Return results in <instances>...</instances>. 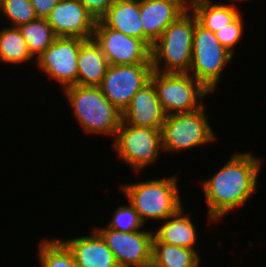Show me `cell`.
Masks as SVG:
<instances>
[{"instance_id": "cell-13", "label": "cell", "mask_w": 266, "mask_h": 267, "mask_svg": "<svg viewBox=\"0 0 266 267\" xmlns=\"http://www.w3.org/2000/svg\"><path fill=\"white\" fill-rule=\"evenodd\" d=\"M57 37L90 40L96 20L79 0H59L47 18Z\"/></svg>"}, {"instance_id": "cell-20", "label": "cell", "mask_w": 266, "mask_h": 267, "mask_svg": "<svg viewBox=\"0 0 266 267\" xmlns=\"http://www.w3.org/2000/svg\"><path fill=\"white\" fill-rule=\"evenodd\" d=\"M232 2V3H231ZM230 3L212 0H199L192 9L197 22L213 33L233 22L242 12L237 7V1Z\"/></svg>"}, {"instance_id": "cell-31", "label": "cell", "mask_w": 266, "mask_h": 267, "mask_svg": "<svg viewBox=\"0 0 266 267\" xmlns=\"http://www.w3.org/2000/svg\"><path fill=\"white\" fill-rule=\"evenodd\" d=\"M231 1V0H230ZM234 1H238V4L247 0H234Z\"/></svg>"}, {"instance_id": "cell-18", "label": "cell", "mask_w": 266, "mask_h": 267, "mask_svg": "<svg viewBox=\"0 0 266 267\" xmlns=\"http://www.w3.org/2000/svg\"><path fill=\"white\" fill-rule=\"evenodd\" d=\"M184 211L183 207L177 214L160 222L159 229L153 230L154 237L162 243L196 250L197 226L192 222L191 215Z\"/></svg>"}, {"instance_id": "cell-16", "label": "cell", "mask_w": 266, "mask_h": 267, "mask_svg": "<svg viewBox=\"0 0 266 267\" xmlns=\"http://www.w3.org/2000/svg\"><path fill=\"white\" fill-rule=\"evenodd\" d=\"M92 231L87 236L61 239L71 250L77 267H119L105 241Z\"/></svg>"}, {"instance_id": "cell-7", "label": "cell", "mask_w": 266, "mask_h": 267, "mask_svg": "<svg viewBox=\"0 0 266 267\" xmlns=\"http://www.w3.org/2000/svg\"><path fill=\"white\" fill-rule=\"evenodd\" d=\"M150 80L166 115L194 112L205 105L204 99L211 93L189 73H163L153 70Z\"/></svg>"}, {"instance_id": "cell-29", "label": "cell", "mask_w": 266, "mask_h": 267, "mask_svg": "<svg viewBox=\"0 0 266 267\" xmlns=\"http://www.w3.org/2000/svg\"><path fill=\"white\" fill-rule=\"evenodd\" d=\"M59 0H30L38 18L47 19Z\"/></svg>"}, {"instance_id": "cell-5", "label": "cell", "mask_w": 266, "mask_h": 267, "mask_svg": "<svg viewBox=\"0 0 266 267\" xmlns=\"http://www.w3.org/2000/svg\"><path fill=\"white\" fill-rule=\"evenodd\" d=\"M207 115L205 105L194 112L166 115L161 129L163 151L181 153L215 142L217 136Z\"/></svg>"}, {"instance_id": "cell-2", "label": "cell", "mask_w": 266, "mask_h": 267, "mask_svg": "<svg viewBox=\"0 0 266 267\" xmlns=\"http://www.w3.org/2000/svg\"><path fill=\"white\" fill-rule=\"evenodd\" d=\"M179 177L155 178L145 181L123 183L120 190L139 214L142 222L164 221L177 214L184 206L179 194Z\"/></svg>"}, {"instance_id": "cell-1", "label": "cell", "mask_w": 266, "mask_h": 267, "mask_svg": "<svg viewBox=\"0 0 266 267\" xmlns=\"http://www.w3.org/2000/svg\"><path fill=\"white\" fill-rule=\"evenodd\" d=\"M229 159L214 175L200 183L208 208V225L247 205L257 190L263 161L251 152H234Z\"/></svg>"}, {"instance_id": "cell-11", "label": "cell", "mask_w": 266, "mask_h": 267, "mask_svg": "<svg viewBox=\"0 0 266 267\" xmlns=\"http://www.w3.org/2000/svg\"><path fill=\"white\" fill-rule=\"evenodd\" d=\"M84 39L77 37H57L36 59L39 68L51 80L61 85V89L77 83V60L80 45Z\"/></svg>"}, {"instance_id": "cell-4", "label": "cell", "mask_w": 266, "mask_h": 267, "mask_svg": "<svg viewBox=\"0 0 266 267\" xmlns=\"http://www.w3.org/2000/svg\"><path fill=\"white\" fill-rule=\"evenodd\" d=\"M195 15L186 11L163 31L151 49L154 71L188 73L192 62Z\"/></svg>"}, {"instance_id": "cell-21", "label": "cell", "mask_w": 266, "mask_h": 267, "mask_svg": "<svg viewBox=\"0 0 266 267\" xmlns=\"http://www.w3.org/2000/svg\"><path fill=\"white\" fill-rule=\"evenodd\" d=\"M200 257L197 250L162 243L153 238L151 267H199Z\"/></svg>"}, {"instance_id": "cell-24", "label": "cell", "mask_w": 266, "mask_h": 267, "mask_svg": "<svg viewBox=\"0 0 266 267\" xmlns=\"http://www.w3.org/2000/svg\"><path fill=\"white\" fill-rule=\"evenodd\" d=\"M40 242L37 259L41 267H77L71 250L61 238H45Z\"/></svg>"}, {"instance_id": "cell-19", "label": "cell", "mask_w": 266, "mask_h": 267, "mask_svg": "<svg viewBox=\"0 0 266 267\" xmlns=\"http://www.w3.org/2000/svg\"><path fill=\"white\" fill-rule=\"evenodd\" d=\"M109 64L99 46L93 39L80 45L77 60V83L81 86H99L106 75Z\"/></svg>"}, {"instance_id": "cell-6", "label": "cell", "mask_w": 266, "mask_h": 267, "mask_svg": "<svg viewBox=\"0 0 266 267\" xmlns=\"http://www.w3.org/2000/svg\"><path fill=\"white\" fill-rule=\"evenodd\" d=\"M232 59L233 54L218 41L215 33L200 25L195 16L192 62L188 73L213 94L221 83L223 70Z\"/></svg>"}, {"instance_id": "cell-28", "label": "cell", "mask_w": 266, "mask_h": 267, "mask_svg": "<svg viewBox=\"0 0 266 267\" xmlns=\"http://www.w3.org/2000/svg\"><path fill=\"white\" fill-rule=\"evenodd\" d=\"M87 11L94 17V19L100 20L107 12L109 7L115 0H79Z\"/></svg>"}, {"instance_id": "cell-26", "label": "cell", "mask_w": 266, "mask_h": 267, "mask_svg": "<svg viewBox=\"0 0 266 267\" xmlns=\"http://www.w3.org/2000/svg\"><path fill=\"white\" fill-rule=\"evenodd\" d=\"M106 225L107 228L121 232H135L144 228V223L129 201L127 205L123 204L117 207L111 214L110 222Z\"/></svg>"}, {"instance_id": "cell-30", "label": "cell", "mask_w": 266, "mask_h": 267, "mask_svg": "<svg viewBox=\"0 0 266 267\" xmlns=\"http://www.w3.org/2000/svg\"><path fill=\"white\" fill-rule=\"evenodd\" d=\"M176 2L181 6L185 11H192L193 7L199 0H171Z\"/></svg>"}, {"instance_id": "cell-22", "label": "cell", "mask_w": 266, "mask_h": 267, "mask_svg": "<svg viewBox=\"0 0 266 267\" xmlns=\"http://www.w3.org/2000/svg\"><path fill=\"white\" fill-rule=\"evenodd\" d=\"M36 63V59L29 52L27 43L17 27H3L0 30V62L15 65Z\"/></svg>"}, {"instance_id": "cell-17", "label": "cell", "mask_w": 266, "mask_h": 267, "mask_svg": "<svg viewBox=\"0 0 266 267\" xmlns=\"http://www.w3.org/2000/svg\"><path fill=\"white\" fill-rule=\"evenodd\" d=\"M100 20L109 28L144 41L140 0H115Z\"/></svg>"}, {"instance_id": "cell-14", "label": "cell", "mask_w": 266, "mask_h": 267, "mask_svg": "<svg viewBox=\"0 0 266 267\" xmlns=\"http://www.w3.org/2000/svg\"><path fill=\"white\" fill-rule=\"evenodd\" d=\"M165 118L166 113L151 80L133 96L122 112V120L136 127L162 129Z\"/></svg>"}, {"instance_id": "cell-27", "label": "cell", "mask_w": 266, "mask_h": 267, "mask_svg": "<svg viewBox=\"0 0 266 267\" xmlns=\"http://www.w3.org/2000/svg\"><path fill=\"white\" fill-rule=\"evenodd\" d=\"M240 14L233 22L225 26L223 29L215 32L218 41L234 55L236 44L242 40L244 34V20Z\"/></svg>"}, {"instance_id": "cell-15", "label": "cell", "mask_w": 266, "mask_h": 267, "mask_svg": "<svg viewBox=\"0 0 266 267\" xmlns=\"http://www.w3.org/2000/svg\"><path fill=\"white\" fill-rule=\"evenodd\" d=\"M186 11L171 0H140V19L144 42L152 49L154 42L171 23Z\"/></svg>"}, {"instance_id": "cell-9", "label": "cell", "mask_w": 266, "mask_h": 267, "mask_svg": "<svg viewBox=\"0 0 266 267\" xmlns=\"http://www.w3.org/2000/svg\"><path fill=\"white\" fill-rule=\"evenodd\" d=\"M112 251L119 267H151L153 230L121 232L111 228L94 226Z\"/></svg>"}, {"instance_id": "cell-12", "label": "cell", "mask_w": 266, "mask_h": 267, "mask_svg": "<svg viewBox=\"0 0 266 267\" xmlns=\"http://www.w3.org/2000/svg\"><path fill=\"white\" fill-rule=\"evenodd\" d=\"M152 72V64L109 65L99 88L123 112L133 96L150 81Z\"/></svg>"}, {"instance_id": "cell-8", "label": "cell", "mask_w": 266, "mask_h": 267, "mask_svg": "<svg viewBox=\"0 0 266 267\" xmlns=\"http://www.w3.org/2000/svg\"><path fill=\"white\" fill-rule=\"evenodd\" d=\"M111 143L117 157L137 174L155 164L163 152L161 129L136 127L123 120Z\"/></svg>"}, {"instance_id": "cell-10", "label": "cell", "mask_w": 266, "mask_h": 267, "mask_svg": "<svg viewBox=\"0 0 266 267\" xmlns=\"http://www.w3.org/2000/svg\"><path fill=\"white\" fill-rule=\"evenodd\" d=\"M92 39L109 65L152 64L151 48L136 37L125 35L97 20Z\"/></svg>"}, {"instance_id": "cell-25", "label": "cell", "mask_w": 266, "mask_h": 267, "mask_svg": "<svg viewBox=\"0 0 266 267\" xmlns=\"http://www.w3.org/2000/svg\"><path fill=\"white\" fill-rule=\"evenodd\" d=\"M0 12L10 23V27L38 19L30 0H0Z\"/></svg>"}, {"instance_id": "cell-3", "label": "cell", "mask_w": 266, "mask_h": 267, "mask_svg": "<svg viewBox=\"0 0 266 267\" xmlns=\"http://www.w3.org/2000/svg\"><path fill=\"white\" fill-rule=\"evenodd\" d=\"M62 91L84 133L115 138L122 112L103 95L99 86L71 85Z\"/></svg>"}, {"instance_id": "cell-23", "label": "cell", "mask_w": 266, "mask_h": 267, "mask_svg": "<svg viewBox=\"0 0 266 267\" xmlns=\"http://www.w3.org/2000/svg\"><path fill=\"white\" fill-rule=\"evenodd\" d=\"M29 52L37 59L57 38L47 19L38 18L17 27Z\"/></svg>"}]
</instances>
